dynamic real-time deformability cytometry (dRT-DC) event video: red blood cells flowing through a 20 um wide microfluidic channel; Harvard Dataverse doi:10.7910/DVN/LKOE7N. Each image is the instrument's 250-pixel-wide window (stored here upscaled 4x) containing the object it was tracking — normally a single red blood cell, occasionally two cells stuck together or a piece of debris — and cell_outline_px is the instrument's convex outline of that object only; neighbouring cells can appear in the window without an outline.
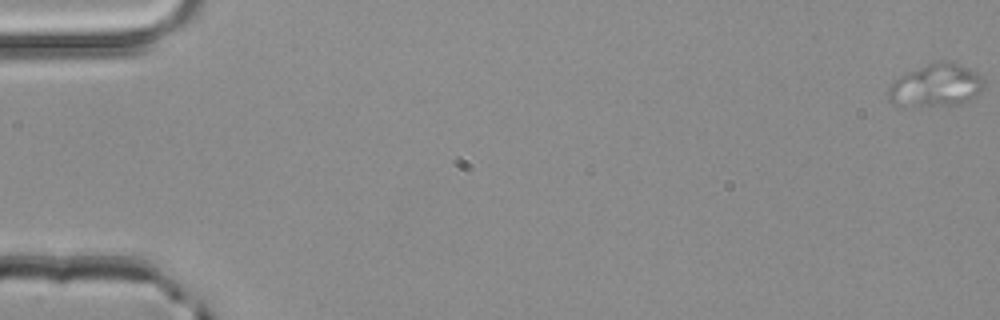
{"species": "common noctule bat (a hibernating species)", "species_latin": "Nyctalus noctula", "temperature_condition": "room temperature", "stored_images_in_passage": 11, "segment_of_instrument_passage": [1, 2], "camera_frame_rate_fps": 3000, "um_per_image_px": 0.085, "animal": {"sex": "male", "body_mass_g": 20.4}, "frame": {"image": 1, "passage_image": 1, "time_ms": 0.0, "image_size_px": [1000, 320], "cell_outline_px": [[984, 84], [972, 96], [960, 104], [896, 104], [888, 100], [888, 88], [892, 80], [908, 72], [928, 64], [940, 60], [948, 60], [960, 64], [976, 72], [984, 80]], "centroid_in_image_um": [79.52, 7.2], "position_along_channel_um": 5.5, "area_um2": 22.95}}